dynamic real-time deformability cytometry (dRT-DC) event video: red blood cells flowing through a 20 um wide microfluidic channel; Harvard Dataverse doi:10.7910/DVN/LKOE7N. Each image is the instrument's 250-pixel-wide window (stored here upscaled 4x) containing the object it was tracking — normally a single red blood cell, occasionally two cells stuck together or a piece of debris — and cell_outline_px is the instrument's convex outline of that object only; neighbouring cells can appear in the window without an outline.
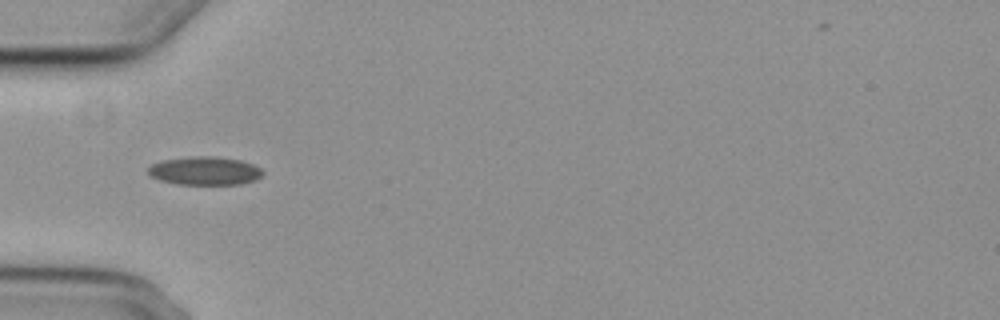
{"species": "common noctule bat (a hibernating species)", "species_latin": "Nyctalus noctula", "temperature_condition": "cold", "stored_images_in_passage": 6, "camera_frame_rate_fps": 3000, "um_per_image_px": 0.085, "animal": {"sex": "female", "body_mass_g": 29.2, "forearm_length_mm": 56.3}, "frame": {"image": 1, "passage_image": 5, "time_ms": 4.667, "image_size_px": [1000, 320], "cell_outline_px": [[264, 172], [256, 180], [240, 184], [176, 184], [160, 180], [152, 176], [148, 172], [148, 168], [152, 164], [164, 160], [196, 156], [216, 156], [240, 160], [252, 164], [260, 168]], "centroid_in_image_um": [17.43, 14.52], "position_along_channel_um": 67.6, "area_um2": 18.79}}
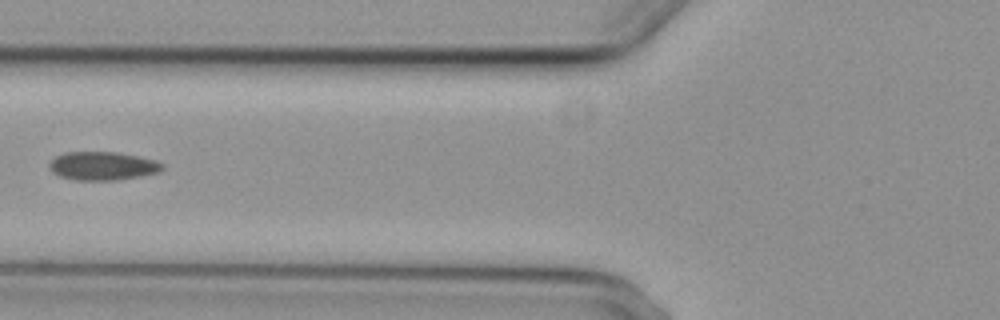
{"frame": {"image": 2, "passage_image": 6, "time_ms": 6.0, "image_size_px": [1000, 320], "cell_outline_px": [[164, 168], [160, 172], [140, 176], [116, 180], [76, 180], [60, 176], [52, 172], [48, 164], [56, 156], [64, 152], [116, 152], [156, 160], [164, 164]], "centroid_in_image_um": [8.73, 14.1], "position_along_channel_um": 117.1, "area_um2": 18.73}}